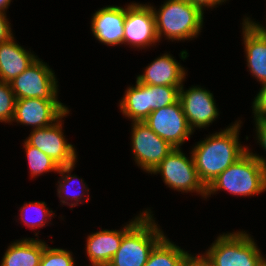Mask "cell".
Masks as SVG:
<instances>
[{"label": "cell", "mask_w": 266, "mask_h": 266, "mask_svg": "<svg viewBox=\"0 0 266 266\" xmlns=\"http://www.w3.org/2000/svg\"><path fill=\"white\" fill-rule=\"evenodd\" d=\"M241 121L209 135L191 150L200 181L207 188L216 177L234 164L247 151L239 142Z\"/></svg>", "instance_id": "1"}, {"label": "cell", "mask_w": 266, "mask_h": 266, "mask_svg": "<svg viewBox=\"0 0 266 266\" xmlns=\"http://www.w3.org/2000/svg\"><path fill=\"white\" fill-rule=\"evenodd\" d=\"M220 190L238 196H254L266 191V158L248 151L219 174L206 188V198Z\"/></svg>", "instance_id": "2"}, {"label": "cell", "mask_w": 266, "mask_h": 266, "mask_svg": "<svg viewBox=\"0 0 266 266\" xmlns=\"http://www.w3.org/2000/svg\"><path fill=\"white\" fill-rule=\"evenodd\" d=\"M158 40L183 41L197 38L203 27L204 11L188 0H167L159 9L151 6Z\"/></svg>", "instance_id": "3"}, {"label": "cell", "mask_w": 266, "mask_h": 266, "mask_svg": "<svg viewBox=\"0 0 266 266\" xmlns=\"http://www.w3.org/2000/svg\"><path fill=\"white\" fill-rule=\"evenodd\" d=\"M124 234L121 245L107 266H145L153 248L165 237L151 210Z\"/></svg>", "instance_id": "4"}, {"label": "cell", "mask_w": 266, "mask_h": 266, "mask_svg": "<svg viewBox=\"0 0 266 266\" xmlns=\"http://www.w3.org/2000/svg\"><path fill=\"white\" fill-rule=\"evenodd\" d=\"M203 256L211 266H261L266 260L245 231L219 235Z\"/></svg>", "instance_id": "5"}, {"label": "cell", "mask_w": 266, "mask_h": 266, "mask_svg": "<svg viewBox=\"0 0 266 266\" xmlns=\"http://www.w3.org/2000/svg\"><path fill=\"white\" fill-rule=\"evenodd\" d=\"M157 173L169 188L183 193L196 192L206 198V187L198 177L192 153L189 159L181 148H173L150 174Z\"/></svg>", "instance_id": "6"}, {"label": "cell", "mask_w": 266, "mask_h": 266, "mask_svg": "<svg viewBox=\"0 0 266 266\" xmlns=\"http://www.w3.org/2000/svg\"><path fill=\"white\" fill-rule=\"evenodd\" d=\"M47 63L37 58L10 82L16 100L41 98L58 100V81Z\"/></svg>", "instance_id": "7"}, {"label": "cell", "mask_w": 266, "mask_h": 266, "mask_svg": "<svg viewBox=\"0 0 266 266\" xmlns=\"http://www.w3.org/2000/svg\"><path fill=\"white\" fill-rule=\"evenodd\" d=\"M144 123L173 148H181L193 131L185 117L180 100L152 111Z\"/></svg>", "instance_id": "8"}, {"label": "cell", "mask_w": 266, "mask_h": 266, "mask_svg": "<svg viewBox=\"0 0 266 266\" xmlns=\"http://www.w3.org/2000/svg\"><path fill=\"white\" fill-rule=\"evenodd\" d=\"M131 145L137 166L151 173L170 153L173 147L159 137L144 122H133Z\"/></svg>", "instance_id": "9"}, {"label": "cell", "mask_w": 266, "mask_h": 266, "mask_svg": "<svg viewBox=\"0 0 266 266\" xmlns=\"http://www.w3.org/2000/svg\"><path fill=\"white\" fill-rule=\"evenodd\" d=\"M67 114L69 110L49 127L33 129L25 139L30 145L47 154L60 167L72 165L77 161L76 149L67 142L62 129L61 119Z\"/></svg>", "instance_id": "10"}, {"label": "cell", "mask_w": 266, "mask_h": 266, "mask_svg": "<svg viewBox=\"0 0 266 266\" xmlns=\"http://www.w3.org/2000/svg\"><path fill=\"white\" fill-rule=\"evenodd\" d=\"M157 42L160 41L156 33L155 16L151 4L132 2L127 5L123 43L143 49Z\"/></svg>", "instance_id": "11"}, {"label": "cell", "mask_w": 266, "mask_h": 266, "mask_svg": "<svg viewBox=\"0 0 266 266\" xmlns=\"http://www.w3.org/2000/svg\"><path fill=\"white\" fill-rule=\"evenodd\" d=\"M68 110V107L59 100L19 99L15 102L11 123L19 122L23 125H30L32 129L45 128L53 125Z\"/></svg>", "instance_id": "12"}, {"label": "cell", "mask_w": 266, "mask_h": 266, "mask_svg": "<svg viewBox=\"0 0 266 266\" xmlns=\"http://www.w3.org/2000/svg\"><path fill=\"white\" fill-rule=\"evenodd\" d=\"M183 86L179 91V100L190 128L193 131L205 129L219 115L213 94L201 86H192L188 90H184Z\"/></svg>", "instance_id": "13"}, {"label": "cell", "mask_w": 266, "mask_h": 266, "mask_svg": "<svg viewBox=\"0 0 266 266\" xmlns=\"http://www.w3.org/2000/svg\"><path fill=\"white\" fill-rule=\"evenodd\" d=\"M245 18L242 34L246 64L252 76L263 85L266 84V27L251 21L250 17Z\"/></svg>", "instance_id": "14"}, {"label": "cell", "mask_w": 266, "mask_h": 266, "mask_svg": "<svg viewBox=\"0 0 266 266\" xmlns=\"http://www.w3.org/2000/svg\"><path fill=\"white\" fill-rule=\"evenodd\" d=\"M146 213L143 211L121 230L101 229L88 235L86 253L90 266H107L119 249L124 234Z\"/></svg>", "instance_id": "15"}, {"label": "cell", "mask_w": 266, "mask_h": 266, "mask_svg": "<svg viewBox=\"0 0 266 266\" xmlns=\"http://www.w3.org/2000/svg\"><path fill=\"white\" fill-rule=\"evenodd\" d=\"M126 7L106 6L97 10L91 19L95 39L108 46L123 44Z\"/></svg>", "instance_id": "16"}, {"label": "cell", "mask_w": 266, "mask_h": 266, "mask_svg": "<svg viewBox=\"0 0 266 266\" xmlns=\"http://www.w3.org/2000/svg\"><path fill=\"white\" fill-rule=\"evenodd\" d=\"M185 76V68L166 53L153 60L136 80L145 85L182 87Z\"/></svg>", "instance_id": "17"}, {"label": "cell", "mask_w": 266, "mask_h": 266, "mask_svg": "<svg viewBox=\"0 0 266 266\" xmlns=\"http://www.w3.org/2000/svg\"><path fill=\"white\" fill-rule=\"evenodd\" d=\"M37 58L38 56L16 43L14 37L7 42L0 43V81L12 82Z\"/></svg>", "instance_id": "18"}, {"label": "cell", "mask_w": 266, "mask_h": 266, "mask_svg": "<svg viewBox=\"0 0 266 266\" xmlns=\"http://www.w3.org/2000/svg\"><path fill=\"white\" fill-rule=\"evenodd\" d=\"M45 241L24 238L11 243L3 255L0 266H39Z\"/></svg>", "instance_id": "19"}, {"label": "cell", "mask_w": 266, "mask_h": 266, "mask_svg": "<svg viewBox=\"0 0 266 266\" xmlns=\"http://www.w3.org/2000/svg\"><path fill=\"white\" fill-rule=\"evenodd\" d=\"M120 110L132 122H144L150 114L149 85L136 80L135 86H129L119 103Z\"/></svg>", "instance_id": "20"}, {"label": "cell", "mask_w": 266, "mask_h": 266, "mask_svg": "<svg viewBox=\"0 0 266 266\" xmlns=\"http://www.w3.org/2000/svg\"><path fill=\"white\" fill-rule=\"evenodd\" d=\"M188 255L165 236L153 248L145 266H181Z\"/></svg>", "instance_id": "21"}, {"label": "cell", "mask_w": 266, "mask_h": 266, "mask_svg": "<svg viewBox=\"0 0 266 266\" xmlns=\"http://www.w3.org/2000/svg\"><path fill=\"white\" fill-rule=\"evenodd\" d=\"M75 164L76 163H74L72 165H69V166H61L59 168L58 172H57L61 176L60 181H58V187H57L58 194L57 195H58L59 198L62 199V200H60V202L63 205L64 204L69 205L70 208L76 207L81 202L83 203V201L85 202V198H83L84 193L85 194H88L87 192L89 191V188L87 187L86 183L85 184H81V187L80 188L83 191L80 190V192H77V194L76 193L75 194H72L73 192L70 193L68 191L69 190V187L73 183V181H75L76 179H78V177L76 175H71V172L73 171V169L75 167ZM70 199H71V204L68 202V200L70 201ZM82 199H84V200L82 201ZM72 201H74V202H72Z\"/></svg>", "instance_id": "22"}, {"label": "cell", "mask_w": 266, "mask_h": 266, "mask_svg": "<svg viewBox=\"0 0 266 266\" xmlns=\"http://www.w3.org/2000/svg\"><path fill=\"white\" fill-rule=\"evenodd\" d=\"M24 147L31 177L36 178L47 172H58L60 166L56 164L47 154L37 147L30 145L24 140Z\"/></svg>", "instance_id": "23"}, {"label": "cell", "mask_w": 266, "mask_h": 266, "mask_svg": "<svg viewBox=\"0 0 266 266\" xmlns=\"http://www.w3.org/2000/svg\"><path fill=\"white\" fill-rule=\"evenodd\" d=\"M31 209V210H30ZM34 209V211H33ZM46 203L39 201H32L29 203H24V206L20 208L21 213V222L23 221L27 227H30L31 230L35 228L44 227L47 222L51 221L52 216L54 215L52 210H48ZM30 210V214L26 216V213ZM29 213V212H28ZM31 215V217H30ZM48 219V220H47Z\"/></svg>", "instance_id": "24"}, {"label": "cell", "mask_w": 266, "mask_h": 266, "mask_svg": "<svg viewBox=\"0 0 266 266\" xmlns=\"http://www.w3.org/2000/svg\"><path fill=\"white\" fill-rule=\"evenodd\" d=\"M181 87L149 85L150 113L179 100Z\"/></svg>", "instance_id": "25"}, {"label": "cell", "mask_w": 266, "mask_h": 266, "mask_svg": "<svg viewBox=\"0 0 266 266\" xmlns=\"http://www.w3.org/2000/svg\"><path fill=\"white\" fill-rule=\"evenodd\" d=\"M39 266H75V261L70 251L61 248H44Z\"/></svg>", "instance_id": "26"}, {"label": "cell", "mask_w": 266, "mask_h": 266, "mask_svg": "<svg viewBox=\"0 0 266 266\" xmlns=\"http://www.w3.org/2000/svg\"><path fill=\"white\" fill-rule=\"evenodd\" d=\"M16 98L10 83L0 81V122L11 123L14 116Z\"/></svg>", "instance_id": "27"}, {"label": "cell", "mask_w": 266, "mask_h": 266, "mask_svg": "<svg viewBox=\"0 0 266 266\" xmlns=\"http://www.w3.org/2000/svg\"><path fill=\"white\" fill-rule=\"evenodd\" d=\"M261 89L253 101L254 120H266V84L261 85Z\"/></svg>", "instance_id": "28"}, {"label": "cell", "mask_w": 266, "mask_h": 266, "mask_svg": "<svg viewBox=\"0 0 266 266\" xmlns=\"http://www.w3.org/2000/svg\"><path fill=\"white\" fill-rule=\"evenodd\" d=\"M6 13L0 11V43L7 42L13 37V32Z\"/></svg>", "instance_id": "29"}, {"label": "cell", "mask_w": 266, "mask_h": 266, "mask_svg": "<svg viewBox=\"0 0 266 266\" xmlns=\"http://www.w3.org/2000/svg\"><path fill=\"white\" fill-rule=\"evenodd\" d=\"M256 138L263 150L266 151V120H255Z\"/></svg>", "instance_id": "30"}, {"label": "cell", "mask_w": 266, "mask_h": 266, "mask_svg": "<svg viewBox=\"0 0 266 266\" xmlns=\"http://www.w3.org/2000/svg\"><path fill=\"white\" fill-rule=\"evenodd\" d=\"M181 266H211L208 260L201 255H192L189 254L186 259L183 261Z\"/></svg>", "instance_id": "31"}, {"label": "cell", "mask_w": 266, "mask_h": 266, "mask_svg": "<svg viewBox=\"0 0 266 266\" xmlns=\"http://www.w3.org/2000/svg\"><path fill=\"white\" fill-rule=\"evenodd\" d=\"M190 3H193L194 5L199 6L203 11L204 9L207 8H213L215 7L217 4L221 5L223 2L227 1V0H188Z\"/></svg>", "instance_id": "32"}, {"label": "cell", "mask_w": 266, "mask_h": 266, "mask_svg": "<svg viewBox=\"0 0 266 266\" xmlns=\"http://www.w3.org/2000/svg\"><path fill=\"white\" fill-rule=\"evenodd\" d=\"M11 1L12 0H0V11L5 13Z\"/></svg>", "instance_id": "33"}, {"label": "cell", "mask_w": 266, "mask_h": 266, "mask_svg": "<svg viewBox=\"0 0 266 266\" xmlns=\"http://www.w3.org/2000/svg\"><path fill=\"white\" fill-rule=\"evenodd\" d=\"M261 266H266V260L263 262V264Z\"/></svg>", "instance_id": "34"}]
</instances>
